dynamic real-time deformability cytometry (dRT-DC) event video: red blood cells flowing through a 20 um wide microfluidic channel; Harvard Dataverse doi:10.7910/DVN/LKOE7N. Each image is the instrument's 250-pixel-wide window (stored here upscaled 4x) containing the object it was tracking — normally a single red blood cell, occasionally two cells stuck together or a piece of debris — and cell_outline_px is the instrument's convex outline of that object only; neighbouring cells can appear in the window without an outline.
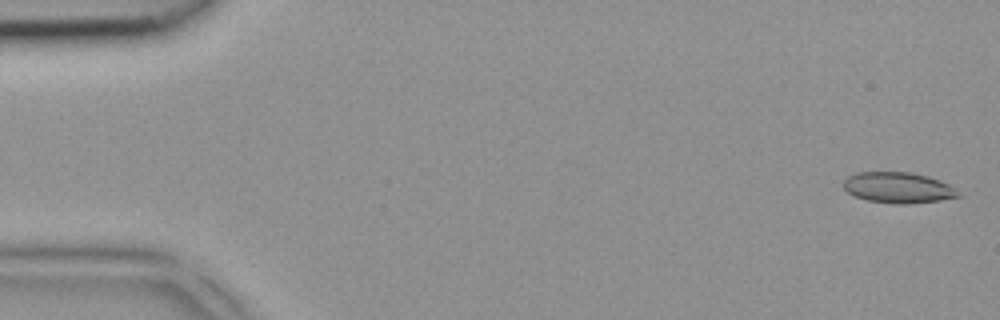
{"species": "common noctule bat (a hibernating species)", "species_latin": "Nyctalus noctula", "temperature_condition": "room temperature", "stored_images_in_passage": 4, "camera_frame_rate_fps": 3000, "um_per_image_px": 0.085, "animal": {"sex": "female", "body_mass_g": 18.4}, "frame": {"image": 1, "passage_image": 1, "time_ms": 0.0, "image_size_px": [1000, 320], "cell_outline_px": [[960, 196], [940, 200], [904, 204], [896, 204], [868, 200], [856, 196], [848, 192], [844, 188], [844, 180], [848, 176], [856, 172], [912, 172], [928, 176], [940, 180], [948, 184]], "centroid_in_image_um": [76.31, 15.94], "position_along_channel_um": 8.7, "area_um2": 20.35}}
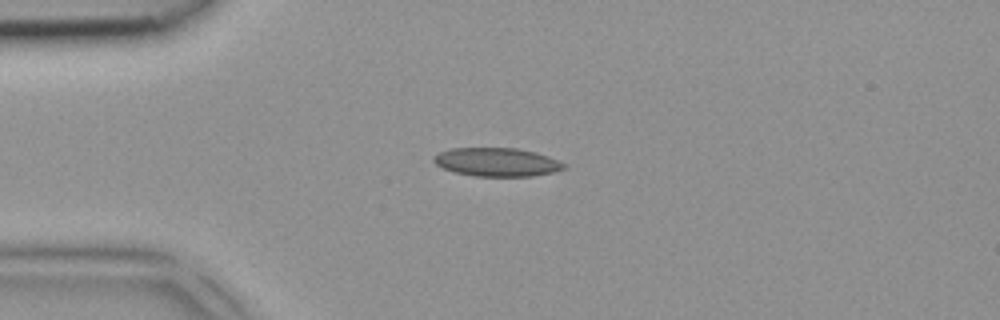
{"frame": {"image": 2, "passage_image": 4, "time_ms": 1.0, "image_size_px": [1000, 320], "cell_outline_px": [[568, 168], [552, 172], [532, 176], [476, 176], [456, 172], [444, 168], [436, 164], [432, 160], [432, 156], [440, 152], [452, 148], [520, 148], [536, 152], [548, 156], [564, 164]], "centroid_in_image_um": [42.24, 13.77], "position_along_channel_um": 42.8, "area_um2": 21.56}}